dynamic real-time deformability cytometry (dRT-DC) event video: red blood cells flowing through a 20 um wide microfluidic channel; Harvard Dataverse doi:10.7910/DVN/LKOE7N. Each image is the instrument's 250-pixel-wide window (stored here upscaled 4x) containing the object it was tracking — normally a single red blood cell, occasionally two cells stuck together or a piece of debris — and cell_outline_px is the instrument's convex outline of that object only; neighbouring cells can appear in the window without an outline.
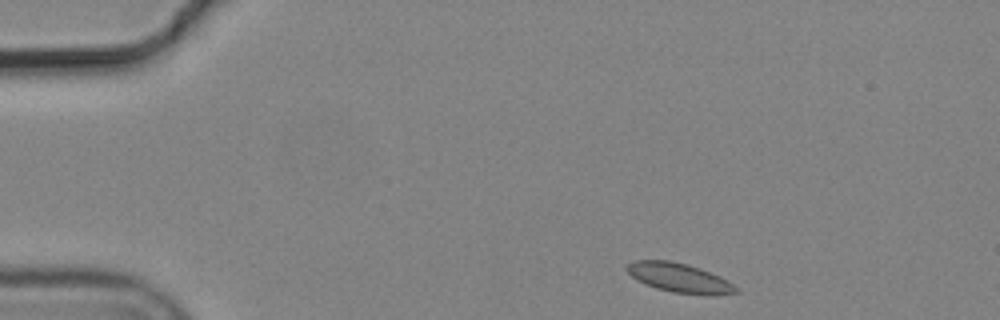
{"species": "common noctule bat (a hibernating species)", "species_latin": "Nyctalus noctula", "temperature_condition": "cold", "stored_images_in_passage": 2, "camera_frame_rate_fps": 3000, "um_per_image_px": 0.085, "animal": {"sex": "male", "body_mass_g": 19.2, "forearm_length_mm": 51.8}, "frame": {"image": 1, "passage_image": 1, "time_ms": 0.0, "image_size_px": [1000, 320], "cell_outline_px": [[740, 292], [716, 296], [672, 292], [656, 288], [644, 284], [636, 280], [624, 268], [632, 260], [668, 260], [688, 264], [700, 268], [720, 276], [740, 288]], "centroid_in_image_um": [57.77, 23.62], "position_along_channel_um": 27.2, "area_um2": 18.96}}